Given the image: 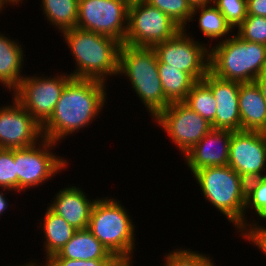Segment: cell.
<instances>
[{"label": "cell", "instance_id": "cell-24", "mask_svg": "<svg viewBox=\"0 0 266 266\" xmlns=\"http://www.w3.org/2000/svg\"><path fill=\"white\" fill-rule=\"evenodd\" d=\"M184 103L215 128L217 102L211 89L201 80L197 81L189 91Z\"/></svg>", "mask_w": 266, "mask_h": 266}, {"label": "cell", "instance_id": "cell-15", "mask_svg": "<svg viewBox=\"0 0 266 266\" xmlns=\"http://www.w3.org/2000/svg\"><path fill=\"white\" fill-rule=\"evenodd\" d=\"M202 81L211 89L217 102L215 129L241 131L238 102L240 83L220 79L210 72Z\"/></svg>", "mask_w": 266, "mask_h": 266}, {"label": "cell", "instance_id": "cell-10", "mask_svg": "<svg viewBox=\"0 0 266 266\" xmlns=\"http://www.w3.org/2000/svg\"><path fill=\"white\" fill-rule=\"evenodd\" d=\"M180 29L170 39L156 44L158 60L165 67H174L189 73L196 81H201L209 72V50Z\"/></svg>", "mask_w": 266, "mask_h": 266}, {"label": "cell", "instance_id": "cell-40", "mask_svg": "<svg viewBox=\"0 0 266 266\" xmlns=\"http://www.w3.org/2000/svg\"><path fill=\"white\" fill-rule=\"evenodd\" d=\"M3 1H4L5 3H7V2L9 3V2H10V3L14 4V5H15L16 3H19V1L21 2V0H3Z\"/></svg>", "mask_w": 266, "mask_h": 266}, {"label": "cell", "instance_id": "cell-5", "mask_svg": "<svg viewBox=\"0 0 266 266\" xmlns=\"http://www.w3.org/2000/svg\"><path fill=\"white\" fill-rule=\"evenodd\" d=\"M206 198L238 230L244 231L246 181L229 165L201 168L193 173Z\"/></svg>", "mask_w": 266, "mask_h": 266}, {"label": "cell", "instance_id": "cell-17", "mask_svg": "<svg viewBox=\"0 0 266 266\" xmlns=\"http://www.w3.org/2000/svg\"><path fill=\"white\" fill-rule=\"evenodd\" d=\"M85 193L75 186L60 190L49 208L76 230L86 229L96 200L91 202Z\"/></svg>", "mask_w": 266, "mask_h": 266}, {"label": "cell", "instance_id": "cell-9", "mask_svg": "<svg viewBox=\"0 0 266 266\" xmlns=\"http://www.w3.org/2000/svg\"><path fill=\"white\" fill-rule=\"evenodd\" d=\"M68 75L57 78L24 76L14 89V98L42 127L52 116L66 83L72 78Z\"/></svg>", "mask_w": 266, "mask_h": 266}, {"label": "cell", "instance_id": "cell-26", "mask_svg": "<svg viewBox=\"0 0 266 266\" xmlns=\"http://www.w3.org/2000/svg\"><path fill=\"white\" fill-rule=\"evenodd\" d=\"M149 5L158 8L168 15L181 29L191 19L192 7L186 0H145Z\"/></svg>", "mask_w": 266, "mask_h": 266}, {"label": "cell", "instance_id": "cell-6", "mask_svg": "<svg viewBox=\"0 0 266 266\" xmlns=\"http://www.w3.org/2000/svg\"><path fill=\"white\" fill-rule=\"evenodd\" d=\"M124 206L116 200L96 199L87 229L117 259L132 266L134 250V229Z\"/></svg>", "mask_w": 266, "mask_h": 266}, {"label": "cell", "instance_id": "cell-37", "mask_svg": "<svg viewBox=\"0 0 266 266\" xmlns=\"http://www.w3.org/2000/svg\"><path fill=\"white\" fill-rule=\"evenodd\" d=\"M186 1L193 9L199 6H207L211 4L213 0H186Z\"/></svg>", "mask_w": 266, "mask_h": 266}, {"label": "cell", "instance_id": "cell-7", "mask_svg": "<svg viewBox=\"0 0 266 266\" xmlns=\"http://www.w3.org/2000/svg\"><path fill=\"white\" fill-rule=\"evenodd\" d=\"M181 28L163 11L145 1L129 4L124 44L154 47L173 37Z\"/></svg>", "mask_w": 266, "mask_h": 266}, {"label": "cell", "instance_id": "cell-12", "mask_svg": "<svg viewBox=\"0 0 266 266\" xmlns=\"http://www.w3.org/2000/svg\"><path fill=\"white\" fill-rule=\"evenodd\" d=\"M155 121L164 128L183 154L197 144L211 129V124L184 102L169 104Z\"/></svg>", "mask_w": 266, "mask_h": 266}, {"label": "cell", "instance_id": "cell-27", "mask_svg": "<svg viewBox=\"0 0 266 266\" xmlns=\"http://www.w3.org/2000/svg\"><path fill=\"white\" fill-rule=\"evenodd\" d=\"M250 205L261 219H266V177L247 181L245 212Z\"/></svg>", "mask_w": 266, "mask_h": 266}, {"label": "cell", "instance_id": "cell-30", "mask_svg": "<svg viewBox=\"0 0 266 266\" xmlns=\"http://www.w3.org/2000/svg\"><path fill=\"white\" fill-rule=\"evenodd\" d=\"M0 187H4V190H17L14 149L0 148Z\"/></svg>", "mask_w": 266, "mask_h": 266}, {"label": "cell", "instance_id": "cell-28", "mask_svg": "<svg viewBox=\"0 0 266 266\" xmlns=\"http://www.w3.org/2000/svg\"><path fill=\"white\" fill-rule=\"evenodd\" d=\"M237 34L243 40L266 45V17L247 15Z\"/></svg>", "mask_w": 266, "mask_h": 266}, {"label": "cell", "instance_id": "cell-31", "mask_svg": "<svg viewBox=\"0 0 266 266\" xmlns=\"http://www.w3.org/2000/svg\"><path fill=\"white\" fill-rule=\"evenodd\" d=\"M117 259H93V260H72L68 258H49L46 266H112Z\"/></svg>", "mask_w": 266, "mask_h": 266}, {"label": "cell", "instance_id": "cell-29", "mask_svg": "<svg viewBox=\"0 0 266 266\" xmlns=\"http://www.w3.org/2000/svg\"><path fill=\"white\" fill-rule=\"evenodd\" d=\"M213 3L232 29L239 27L247 17V0H213Z\"/></svg>", "mask_w": 266, "mask_h": 266}, {"label": "cell", "instance_id": "cell-2", "mask_svg": "<svg viewBox=\"0 0 266 266\" xmlns=\"http://www.w3.org/2000/svg\"><path fill=\"white\" fill-rule=\"evenodd\" d=\"M67 45L76 59L73 78L105 81L107 75H118L121 43L109 36L77 27L62 31Z\"/></svg>", "mask_w": 266, "mask_h": 266}, {"label": "cell", "instance_id": "cell-36", "mask_svg": "<svg viewBox=\"0 0 266 266\" xmlns=\"http://www.w3.org/2000/svg\"><path fill=\"white\" fill-rule=\"evenodd\" d=\"M254 82L259 87L261 94L266 102V70Z\"/></svg>", "mask_w": 266, "mask_h": 266}, {"label": "cell", "instance_id": "cell-11", "mask_svg": "<svg viewBox=\"0 0 266 266\" xmlns=\"http://www.w3.org/2000/svg\"><path fill=\"white\" fill-rule=\"evenodd\" d=\"M42 145L36 144L26 148L14 149V161L17 174V191L38 186L52 178L59 170L65 168L66 160L50 153V147L55 145L46 138H42ZM61 158V159H60Z\"/></svg>", "mask_w": 266, "mask_h": 266}, {"label": "cell", "instance_id": "cell-20", "mask_svg": "<svg viewBox=\"0 0 266 266\" xmlns=\"http://www.w3.org/2000/svg\"><path fill=\"white\" fill-rule=\"evenodd\" d=\"M22 46L0 34V82L14 90L24 78L21 73L23 62Z\"/></svg>", "mask_w": 266, "mask_h": 266}, {"label": "cell", "instance_id": "cell-41", "mask_svg": "<svg viewBox=\"0 0 266 266\" xmlns=\"http://www.w3.org/2000/svg\"><path fill=\"white\" fill-rule=\"evenodd\" d=\"M37 264H35V263H28V264H25V265H22V266H36ZM37 266H39V265H37ZM43 266H46V265H43Z\"/></svg>", "mask_w": 266, "mask_h": 266}, {"label": "cell", "instance_id": "cell-1", "mask_svg": "<svg viewBox=\"0 0 266 266\" xmlns=\"http://www.w3.org/2000/svg\"><path fill=\"white\" fill-rule=\"evenodd\" d=\"M104 84L96 79L72 77L66 83L52 116L42 126V137L57 144L58 140L92 123L106 102Z\"/></svg>", "mask_w": 266, "mask_h": 266}, {"label": "cell", "instance_id": "cell-23", "mask_svg": "<svg viewBox=\"0 0 266 266\" xmlns=\"http://www.w3.org/2000/svg\"><path fill=\"white\" fill-rule=\"evenodd\" d=\"M42 3L45 17L61 32L76 27L78 0H42Z\"/></svg>", "mask_w": 266, "mask_h": 266}, {"label": "cell", "instance_id": "cell-16", "mask_svg": "<svg viewBox=\"0 0 266 266\" xmlns=\"http://www.w3.org/2000/svg\"><path fill=\"white\" fill-rule=\"evenodd\" d=\"M233 132L231 130L212 128L197 144L186 152L184 154L185 160L192 173L204 167L227 166ZM216 144L218 147H216Z\"/></svg>", "mask_w": 266, "mask_h": 266}, {"label": "cell", "instance_id": "cell-8", "mask_svg": "<svg viewBox=\"0 0 266 266\" xmlns=\"http://www.w3.org/2000/svg\"><path fill=\"white\" fill-rule=\"evenodd\" d=\"M128 10L129 3L125 0H78L76 27L109 36L123 44Z\"/></svg>", "mask_w": 266, "mask_h": 266}, {"label": "cell", "instance_id": "cell-38", "mask_svg": "<svg viewBox=\"0 0 266 266\" xmlns=\"http://www.w3.org/2000/svg\"><path fill=\"white\" fill-rule=\"evenodd\" d=\"M5 195L0 192V215L3 214V212L7 209L8 203L5 200Z\"/></svg>", "mask_w": 266, "mask_h": 266}, {"label": "cell", "instance_id": "cell-32", "mask_svg": "<svg viewBox=\"0 0 266 266\" xmlns=\"http://www.w3.org/2000/svg\"><path fill=\"white\" fill-rule=\"evenodd\" d=\"M252 226L250 227L247 225L244 229L245 231H241V234L243 233L242 235L244 238L252 241L254 245H257V247L266 254V227L258 226L257 223H253ZM247 227H249L250 230Z\"/></svg>", "mask_w": 266, "mask_h": 266}, {"label": "cell", "instance_id": "cell-35", "mask_svg": "<svg viewBox=\"0 0 266 266\" xmlns=\"http://www.w3.org/2000/svg\"><path fill=\"white\" fill-rule=\"evenodd\" d=\"M193 266H215L209 257L193 251Z\"/></svg>", "mask_w": 266, "mask_h": 266}, {"label": "cell", "instance_id": "cell-34", "mask_svg": "<svg viewBox=\"0 0 266 266\" xmlns=\"http://www.w3.org/2000/svg\"><path fill=\"white\" fill-rule=\"evenodd\" d=\"M247 15L266 17V0H247Z\"/></svg>", "mask_w": 266, "mask_h": 266}, {"label": "cell", "instance_id": "cell-42", "mask_svg": "<svg viewBox=\"0 0 266 266\" xmlns=\"http://www.w3.org/2000/svg\"><path fill=\"white\" fill-rule=\"evenodd\" d=\"M125 1H127L130 4V3H133V2H139V1H145V0H125Z\"/></svg>", "mask_w": 266, "mask_h": 266}, {"label": "cell", "instance_id": "cell-33", "mask_svg": "<svg viewBox=\"0 0 266 266\" xmlns=\"http://www.w3.org/2000/svg\"><path fill=\"white\" fill-rule=\"evenodd\" d=\"M165 266H193V251L178 250L166 254Z\"/></svg>", "mask_w": 266, "mask_h": 266}, {"label": "cell", "instance_id": "cell-39", "mask_svg": "<svg viewBox=\"0 0 266 266\" xmlns=\"http://www.w3.org/2000/svg\"><path fill=\"white\" fill-rule=\"evenodd\" d=\"M112 266H128L125 262L117 260Z\"/></svg>", "mask_w": 266, "mask_h": 266}, {"label": "cell", "instance_id": "cell-18", "mask_svg": "<svg viewBox=\"0 0 266 266\" xmlns=\"http://www.w3.org/2000/svg\"><path fill=\"white\" fill-rule=\"evenodd\" d=\"M239 111L241 131L266 130V102L255 82L240 83Z\"/></svg>", "mask_w": 266, "mask_h": 266}, {"label": "cell", "instance_id": "cell-14", "mask_svg": "<svg viewBox=\"0 0 266 266\" xmlns=\"http://www.w3.org/2000/svg\"><path fill=\"white\" fill-rule=\"evenodd\" d=\"M12 106L0 108V148L18 149L35 145L42 137L40 124L13 98Z\"/></svg>", "mask_w": 266, "mask_h": 266}, {"label": "cell", "instance_id": "cell-21", "mask_svg": "<svg viewBox=\"0 0 266 266\" xmlns=\"http://www.w3.org/2000/svg\"><path fill=\"white\" fill-rule=\"evenodd\" d=\"M42 225L46 238L44 248H46V257L49 259L71 240L76 229L50 208H47Z\"/></svg>", "mask_w": 266, "mask_h": 266}, {"label": "cell", "instance_id": "cell-4", "mask_svg": "<svg viewBox=\"0 0 266 266\" xmlns=\"http://www.w3.org/2000/svg\"><path fill=\"white\" fill-rule=\"evenodd\" d=\"M128 76L138 97L155 117L171 104L165 97L158 71V56L153 47L121 44L118 74Z\"/></svg>", "mask_w": 266, "mask_h": 266}, {"label": "cell", "instance_id": "cell-13", "mask_svg": "<svg viewBox=\"0 0 266 266\" xmlns=\"http://www.w3.org/2000/svg\"><path fill=\"white\" fill-rule=\"evenodd\" d=\"M266 135L261 131H235L232 133L228 165L246 182L266 177Z\"/></svg>", "mask_w": 266, "mask_h": 266}, {"label": "cell", "instance_id": "cell-43", "mask_svg": "<svg viewBox=\"0 0 266 266\" xmlns=\"http://www.w3.org/2000/svg\"><path fill=\"white\" fill-rule=\"evenodd\" d=\"M6 3L3 0H0V11L2 9V7H4L3 5H5Z\"/></svg>", "mask_w": 266, "mask_h": 266}, {"label": "cell", "instance_id": "cell-25", "mask_svg": "<svg viewBox=\"0 0 266 266\" xmlns=\"http://www.w3.org/2000/svg\"><path fill=\"white\" fill-rule=\"evenodd\" d=\"M208 6L193 8L190 21L193 20L194 15L200 10L198 24L201 32L211 39L226 36L232 30L231 26L226 22L225 17L216 6Z\"/></svg>", "mask_w": 266, "mask_h": 266}, {"label": "cell", "instance_id": "cell-22", "mask_svg": "<svg viewBox=\"0 0 266 266\" xmlns=\"http://www.w3.org/2000/svg\"><path fill=\"white\" fill-rule=\"evenodd\" d=\"M158 71L163 92L170 103L184 102L191 87L197 82L189 73L174 67H165L159 60Z\"/></svg>", "mask_w": 266, "mask_h": 266}, {"label": "cell", "instance_id": "cell-19", "mask_svg": "<svg viewBox=\"0 0 266 266\" xmlns=\"http://www.w3.org/2000/svg\"><path fill=\"white\" fill-rule=\"evenodd\" d=\"M50 258L72 260L116 259L86 228L76 230L71 240Z\"/></svg>", "mask_w": 266, "mask_h": 266}, {"label": "cell", "instance_id": "cell-3", "mask_svg": "<svg viewBox=\"0 0 266 266\" xmlns=\"http://www.w3.org/2000/svg\"><path fill=\"white\" fill-rule=\"evenodd\" d=\"M219 42L209 52V72L214 76L250 83L266 70V45L243 40L238 34Z\"/></svg>", "mask_w": 266, "mask_h": 266}]
</instances>
